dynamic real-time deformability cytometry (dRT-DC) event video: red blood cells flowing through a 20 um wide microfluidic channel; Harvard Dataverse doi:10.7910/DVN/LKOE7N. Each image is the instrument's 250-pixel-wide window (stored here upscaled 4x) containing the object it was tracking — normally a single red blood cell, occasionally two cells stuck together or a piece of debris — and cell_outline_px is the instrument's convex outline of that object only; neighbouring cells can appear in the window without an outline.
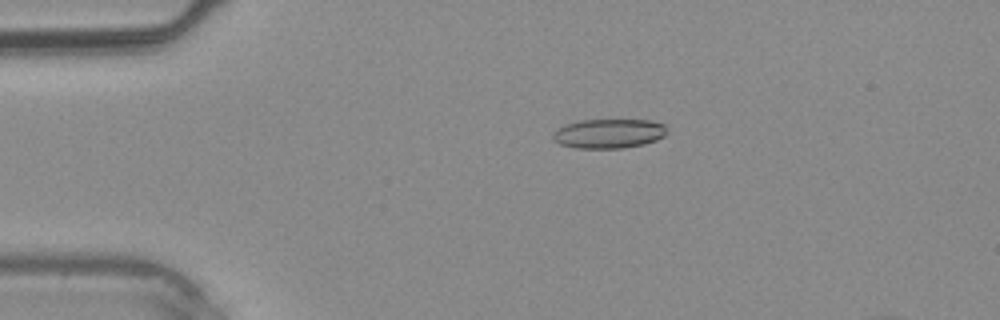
{"species": "common noctule bat (a hibernating species)", "species_latin": "Nyctalus noctula", "temperature_condition": "warm", "stored_images_in_passage": 36, "camera_frame_rate_fps": 3000, "um_per_image_px": 0.085, "animal": {"sex": "male", "body_mass_g": 20.4}, "frame": {"image": 1, "passage_image": 5, "time_ms": 1.333, "image_size_px": [1000, 320], "cell_outline_px": [[668, 132], [664, 136], [656, 140], [644, 144], [624, 148], [576, 148], [560, 144], [552, 136], [552, 132], [564, 124], [580, 120], [652, 120], [664, 124]], "centroid_in_image_um": [51.76, 11.34], "position_along_channel_um": 33.2, "area_um2": 19.65}}
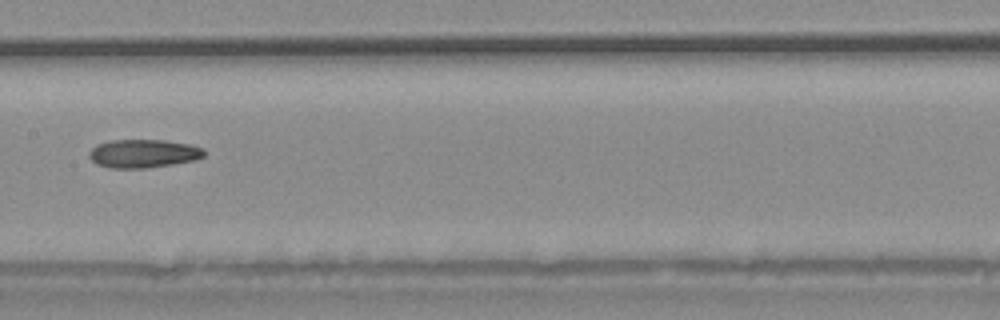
{"frame": {"image": 2, "passage_image": 17, "time_ms": 5.333, "image_size_px": [1000, 320], "cell_outline_px": [[204, 156], [196, 160], [172, 164], [144, 168], [112, 168], [96, 164], [88, 156], [88, 152], [96, 144], [112, 140], [164, 140], [188, 144], [204, 148]], "centroid_in_image_um": [12.16, 13.05], "position_along_channel_um": 195.2, "area_um2": 19.02}}
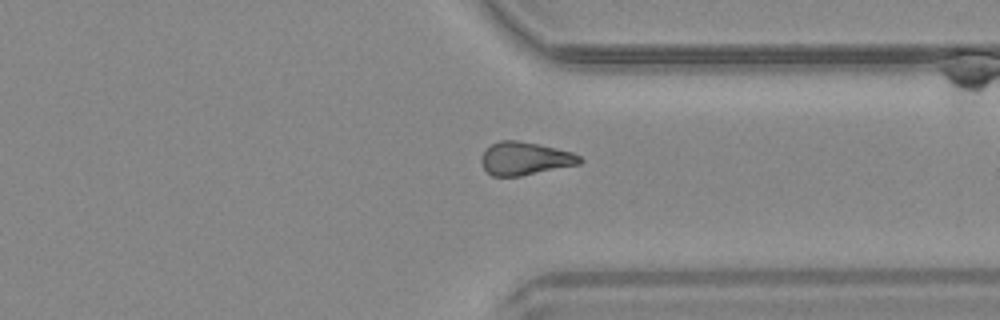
{"frame": {"image": 3, "passage_image": 27, "time_ms": 8.667, "image_size_px": [1000, 320], "cell_outline_px": [[584, 160], [580, 164], [520, 176], [492, 176], [484, 168], [480, 160], [480, 156], [492, 144], [500, 140], [516, 140], [556, 148], [572, 152], [580, 156]], "centroid_in_image_um": [44.63, 13.48], "position_along_channel_um": 366.8, "area_um2": 18.84}}